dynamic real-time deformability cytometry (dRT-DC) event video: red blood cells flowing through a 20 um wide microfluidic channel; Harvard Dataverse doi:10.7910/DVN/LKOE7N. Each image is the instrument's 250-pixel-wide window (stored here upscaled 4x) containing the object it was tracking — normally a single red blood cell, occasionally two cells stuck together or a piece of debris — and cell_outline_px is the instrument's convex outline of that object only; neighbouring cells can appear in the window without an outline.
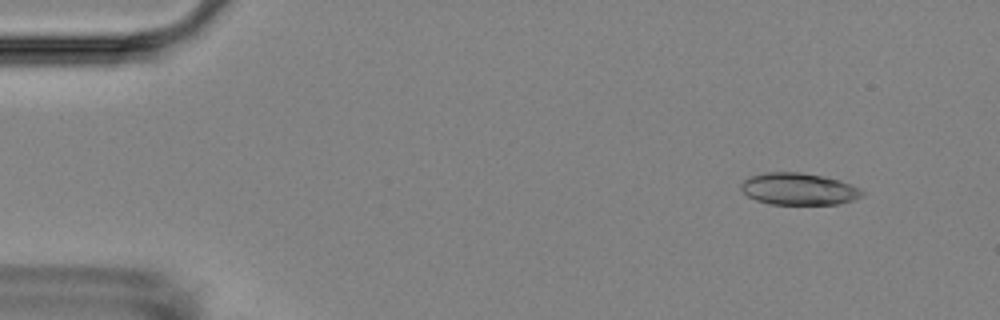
{"species": "Egyptian fruit bat (a non-hibernating species)", "species_latin": "Rousettus aegyptiacus", "temperature_condition": "room temperature", "stored_images_in_passage": 5, "camera_frame_rate_fps": 3000, "um_per_image_px": 0.085, "animal": {"sex": "female"}, "frame": {"image": 1, "passage_image": 2, "time_ms": 1.333, "image_size_px": [1000, 320], "cell_outline_px": [[864, 196], [856, 200], [836, 204], [768, 204], [756, 200], [748, 196], [740, 188], [740, 184], [748, 176], [764, 172], [800, 172], [824, 176], [840, 180], [864, 192]], "centroid_in_image_um": [67.86, 16.06], "position_along_channel_um": 17.1, "area_um2": 22.66}}
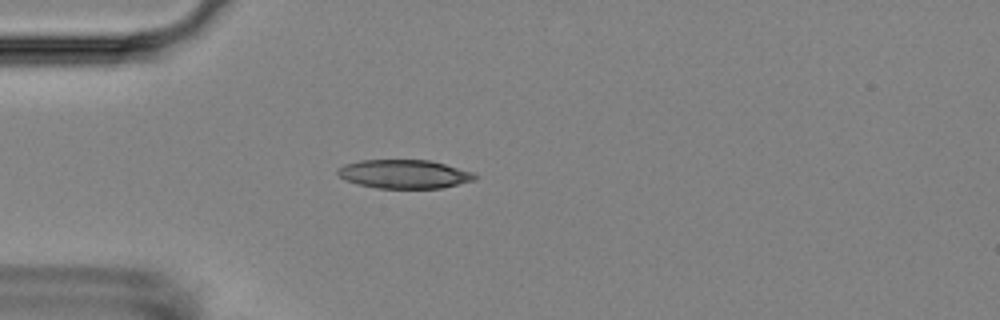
{"frame": {"image": 2, "passage_image": 5, "time_ms": 4.667, "image_size_px": [1000, 320], "cell_outline_px": [[476, 180], [440, 188], [376, 188], [356, 184], [344, 180], [336, 172], [336, 168], [344, 164], [360, 160], [428, 160], [444, 164], [472, 172], [476, 176]], "centroid_in_image_um": [34.29, 14.8], "position_along_channel_um": 50.7, "area_um2": 22.95}}